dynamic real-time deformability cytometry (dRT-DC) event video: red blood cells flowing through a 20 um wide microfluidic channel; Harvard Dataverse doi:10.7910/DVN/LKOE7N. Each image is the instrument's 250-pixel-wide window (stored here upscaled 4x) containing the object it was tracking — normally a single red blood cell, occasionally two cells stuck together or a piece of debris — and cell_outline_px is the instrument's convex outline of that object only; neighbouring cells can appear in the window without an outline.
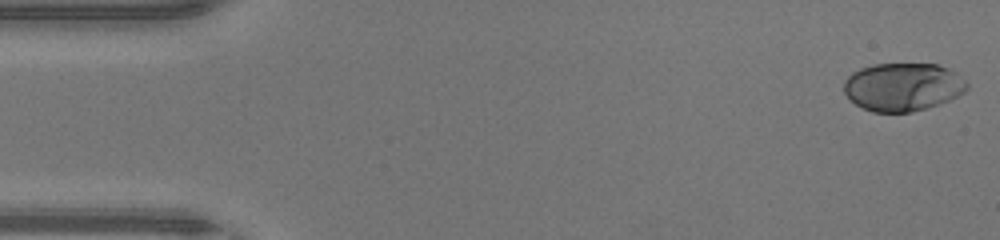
{"species": "human", "species_latin": "Homo sapiens", "temperature_condition": "warm", "stored_images_in_passage": 46, "camera_frame_rate_fps": 3000, "um_per_image_px": 0.085, "donor": {"sex": "male"}, "frame": {"image": 1, "passage_image": 1, "time_ms": 0.0, "image_size_px": [1000, 240], "cell_outline_px": [[968, 88], [964, 92], [948, 100], [912, 112], [872, 112], [856, 104], [844, 92], [844, 80], [852, 72], [860, 68], [872, 64], [936, 64], [948, 68], [964, 80], [968, 84]], "centroid_in_image_um": [76.71, 7.38], "position_along_channel_um": 8.3, "area_um2": 34.22}}
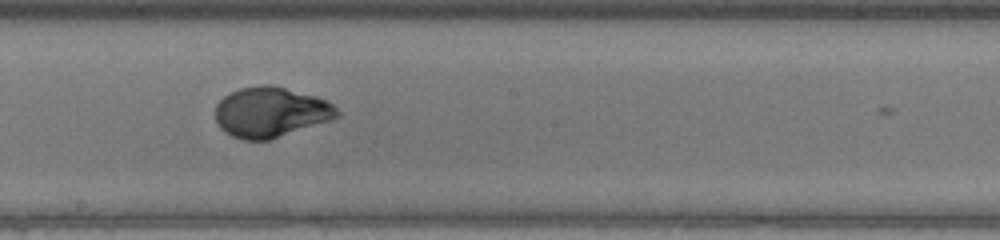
{"frame": {"image": 2, "passage_image": 25, "time_ms": 8.0, "image_size_px": [1000, 240], "cell_outline_px": [[340, 116], [332, 120], [272, 140], [244, 140], [232, 136], [224, 132], [220, 128], [216, 120], [216, 104], [224, 96], [240, 88], [260, 84], [272, 84], [316, 96], [332, 104], [340, 112]], "centroid_in_image_um": [23.02, 9.54], "position_along_channel_um": 225.2, "area_um2": 36.01}}
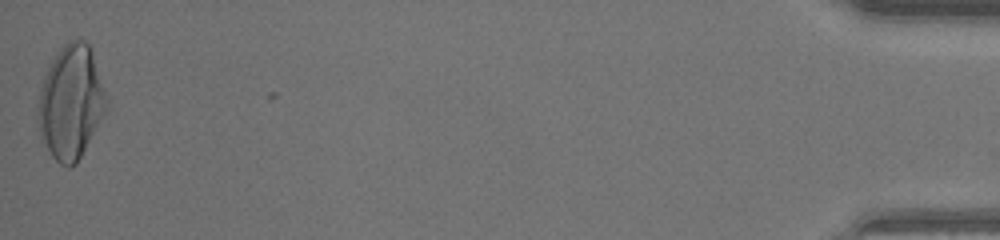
{"frame": {"image": 3, "passage_image": 46, "time_ms": 15.0, "image_size_px": [1000, 240], "cell_outline_px": [[108, 108], [76, 164], [68, 168], [60, 164], [52, 156], [40, 140], [36, 116], [36, 108], [40, 88], [44, 76], [52, 60], [60, 48], [68, 40], [76, 36], [84, 40], [88, 44], [92, 52], [108, 100]], "centroid_in_image_um": [6.0, 8.7], "position_along_channel_um": 429.2, "area_um2": 45.84}, "authors_computed_cell_mechanics": {"area_um2": 35.2002, "velocity_mm_per_s": 4.44, "shape_relaxation_time_tau1_ms": 3.2005, "shape_relaxation_time_tau2_ms": null, "deformation_change_tau1": 0.2161, "deformation_change_tau2": null}}